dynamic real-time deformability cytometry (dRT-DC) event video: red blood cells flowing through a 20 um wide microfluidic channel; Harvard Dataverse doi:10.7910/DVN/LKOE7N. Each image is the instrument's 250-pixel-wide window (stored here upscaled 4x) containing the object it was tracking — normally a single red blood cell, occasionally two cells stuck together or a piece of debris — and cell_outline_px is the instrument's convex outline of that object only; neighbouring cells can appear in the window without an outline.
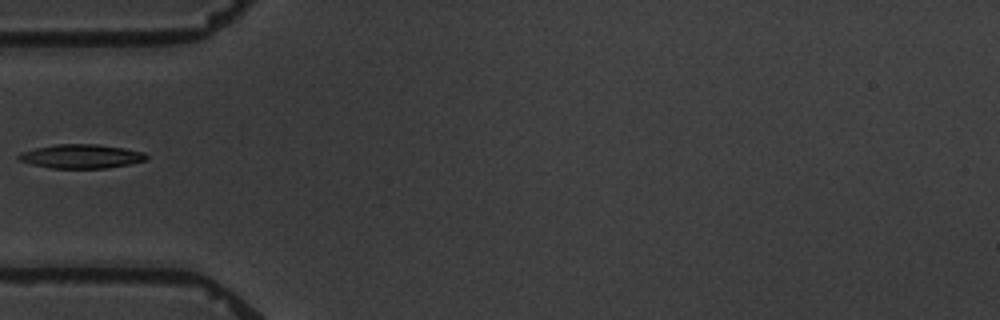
{"species": "common noctule bat (a hibernating species)", "species_latin": "Nyctalus noctula", "temperature_condition": "warm", "stored_images_in_passage": 4, "camera_frame_rate_fps": 3000, "um_per_image_px": 0.085, "animal": {"sex": "male", "body_mass_g": 19.5, "forearm_length_mm": 54.6}, "frame": {"image": 1, "passage_image": 2, "time_ms": 1.333, "image_size_px": [1000, 320], "cell_outline_px": [[148, 160], [108, 168], [52, 168], [32, 164], [20, 160], [16, 156], [20, 152], [36, 148], [56, 144], [96, 144], [124, 148], [144, 152], [148, 156]], "centroid_in_image_um": [6.92, 13.28], "position_along_channel_um": 78.1, "area_um2": 17.8}}
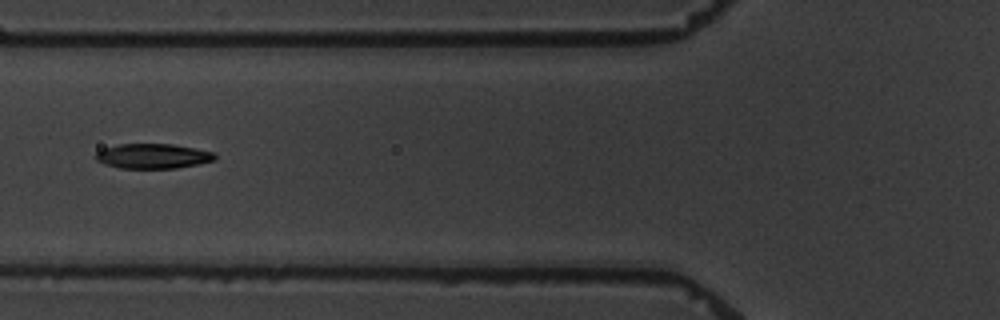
{"frame": {"image": 2, "passage_image": 3, "time_ms": 2.333, "image_size_px": [1000, 320], "cell_outline_px": [[216, 160], [176, 168], [120, 168], [104, 164], [96, 160], [96, 152], [104, 148], [120, 144], [172, 144], [212, 152], [216, 156]], "centroid_in_image_um": [12.96, 13.27], "position_along_channel_um": 112.8, "area_um2": 17.05}}
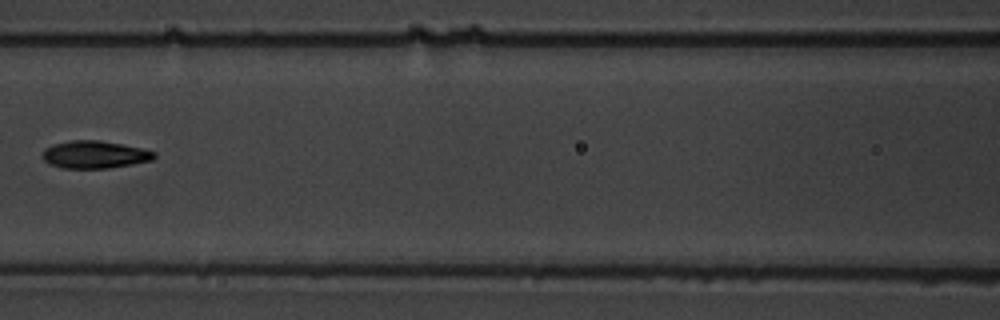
{"frame": {"image": 3, "passage_image": 4, "time_ms": 3.667, "image_size_px": [1000, 320], "cell_outline_px": [[156, 156], [152, 160], [132, 164], [108, 168], [60, 168], [48, 164], [40, 156], [44, 148], [52, 144], [72, 140], [100, 140], [140, 148], [156, 152]], "centroid_in_image_um": [7.98, 13.14], "position_along_channel_um": 158.6, "area_um2": 18.03}}